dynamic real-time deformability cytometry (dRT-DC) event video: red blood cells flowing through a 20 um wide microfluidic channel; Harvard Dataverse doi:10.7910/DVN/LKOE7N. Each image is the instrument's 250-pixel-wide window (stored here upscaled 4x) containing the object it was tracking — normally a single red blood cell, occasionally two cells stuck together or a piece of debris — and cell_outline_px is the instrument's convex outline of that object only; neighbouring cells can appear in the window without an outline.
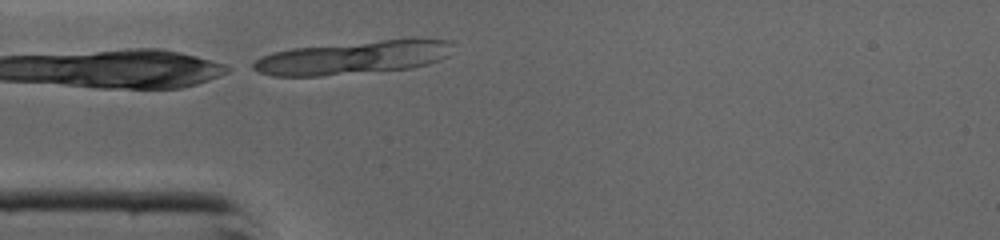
{"species": "common noctule bat (a hibernating species)", "species_latin": "Nyctalus noctula", "temperature_condition": "cold", "stored_images_in_passage": 4, "camera_frame_rate_fps": 3000, "um_per_image_px": 0.085, "animal": {"sex": "male", "body_mass_g": 19.0, "forearm_length_mm": 50.8}, "frame": {"image": 1, "passage_image": 4, "time_ms": 1.0, "image_size_px": [1000, 240], "cell_outline_px": [[428, 40], [396, 68], [300, 76], [292, 76], [268, 72], [256, 68], [256, 64], [260, 60], [268, 56], [280, 52], [304, 48], [392, 40]], "centroid_in_image_um": [28.95, 4.94], "position_along_channel_um": 56.1, "area_um2": 28.84}}